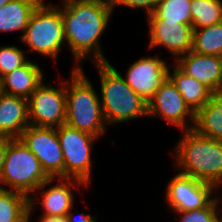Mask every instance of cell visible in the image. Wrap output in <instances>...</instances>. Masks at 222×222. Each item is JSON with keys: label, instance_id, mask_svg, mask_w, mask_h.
<instances>
[{"label": "cell", "instance_id": "cell-1", "mask_svg": "<svg viewBox=\"0 0 222 222\" xmlns=\"http://www.w3.org/2000/svg\"><path fill=\"white\" fill-rule=\"evenodd\" d=\"M60 8L65 41L75 60L81 62L93 52L94 63L108 62L102 53L99 37L108 26L114 10L108 0H64ZM86 57V58H85Z\"/></svg>", "mask_w": 222, "mask_h": 222}, {"label": "cell", "instance_id": "cell-2", "mask_svg": "<svg viewBox=\"0 0 222 222\" xmlns=\"http://www.w3.org/2000/svg\"><path fill=\"white\" fill-rule=\"evenodd\" d=\"M184 134L175 148L180 174L214 185L222 184V141L198 134L194 129Z\"/></svg>", "mask_w": 222, "mask_h": 222}, {"label": "cell", "instance_id": "cell-3", "mask_svg": "<svg viewBox=\"0 0 222 222\" xmlns=\"http://www.w3.org/2000/svg\"><path fill=\"white\" fill-rule=\"evenodd\" d=\"M95 65L100 75V103L107 125L148 116V102L126 83L109 61Z\"/></svg>", "mask_w": 222, "mask_h": 222}, {"label": "cell", "instance_id": "cell-4", "mask_svg": "<svg viewBox=\"0 0 222 222\" xmlns=\"http://www.w3.org/2000/svg\"><path fill=\"white\" fill-rule=\"evenodd\" d=\"M71 81L64 82L66 89L65 123L80 131L99 137L107 125L100 98L90 80L78 65L72 70Z\"/></svg>", "mask_w": 222, "mask_h": 222}, {"label": "cell", "instance_id": "cell-5", "mask_svg": "<svg viewBox=\"0 0 222 222\" xmlns=\"http://www.w3.org/2000/svg\"><path fill=\"white\" fill-rule=\"evenodd\" d=\"M54 178H49L41 167L38 158L20 138L9 141L2 169V183L16 192L30 197V193L42 190Z\"/></svg>", "mask_w": 222, "mask_h": 222}, {"label": "cell", "instance_id": "cell-6", "mask_svg": "<svg viewBox=\"0 0 222 222\" xmlns=\"http://www.w3.org/2000/svg\"><path fill=\"white\" fill-rule=\"evenodd\" d=\"M20 40L43 56L56 59L65 42L60 8L40 3L30 16Z\"/></svg>", "mask_w": 222, "mask_h": 222}, {"label": "cell", "instance_id": "cell-7", "mask_svg": "<svg viewBox=\"0 0 222 222\" xmlns=\"http://www.w3.org/2000/svg\"><path fill=\"white\" fill-rule=\"evenodd\" d=\"M64 157V178L81 180L86 185L91 178V149L98 138L66 123L56 127Z\"/></svg>", "mask_w": 222, "mask_h": 222}, {"label": "cell", "instance_id": "cell-8", "mask_svg": "<svg viewBox=\"0 0 222 222\" xmlns=\"http://www.w3.org/2000/svg\"><path fill=\"white\" fill-rule=\"evenodd\" d=\"M60 88L47 86L43 81L29 96V123L36 127H59L66 119V89L58 83Z\"/></svg>", "mask_w": 222, "mask_h": 222}, {"label": "cell", "instance_id": "cell-9", "mask_svg": "<svg viewBox=\"0 0 222 222\" xmlns=\"http://www.w3.org/2000/svg\"><path fill=\"white\" fill-rule=\"evenodd\" d=\"M20 139L38 158L49 178H64V157L56 128L29 125Z\"/></svg>", "mask_w": 222, "mask_h": 222}, {"label": "cell", "instance_id": "cell-10", "mask_svg": "<svg viewBox=\"0 0 222 222\" xmlns=\"http://www.w3.org/2000/svg\"><path fill=\"white\" fill-rule=\"evenodd\" d=\"M149 116L164 118L168 123L182 130L193 129L192 124L195 122V113L185 103L181 93L168 76L148 101ZM188 116L193 122L191 125L186 121Z\"/></svg>", "mask_w": 222, "mask_h": 222}, {"label": "cell", "instance_id": "cell-11", "mask_svg": "<svg viewBox=\"0 0 222 222\" xmlns=\"http://www.w3.org/2000/svg\"><path fill=\"white\" fill-rule=\"evenodd\" d=\"M216 187L183 174H176L167 186V203L175 212L206 207L213 199Z\"/></svg>", "mask_w": 222, "mask_h": 222}, {"label": "cell", "instance_id": "cell-12", "mask_svg": "<svg viewBox=\"0 0 222 222\" xmlns=\"http://www.w3.org/2000/svg\"><path fill=\"white\" fill-rule=\"evenodd\" d=\"M168 68L159 57H143L130 65L125 81L148 102L168 76Z\"/></svg>", "mask_w": 222, "mask_h": 222}, {"label": "cell", "instance_id": "cell-13", "mask_svg": "<svg viewBox=\"0 0 222 222\" xmlns=\"http://www.w3.org/2000/svg\"><path fill=\"white\" fill-rule=\"evenodd\" d=\"M150 47L164 46L176 59L192 50V25L177 24L165 19H148Z\"/></svg>", "mask_w": 222, "mask_h": 222}, {"label": "cell", "instance_id": "cell-14", "mask_svg": "<svg viewBox=\"0 0 222 222\" xmlns=\"http://www.w3.org/2000/svg\"><path fill=\"white\" fill-rule=\"evenodd\" d=\"M176 66L213 93L222 92V57L189 51L177 58Z\"/></svg>", "mask_w": 222, "mask_h": 222}, {"label": "cell", "instance_id": "cell-15", "mask_svg": "<svg viewBox=\"0 0 222 222\" xmlns=\"http://www.w3.org/2000/svg\"><path fill=\"white\" fill-rule=\"evenodd\" d=\"M29 125L28 100L2 92L0 94V137L20 138Z\"/></svg>", "mask_w": 222, "mask_h": 222}, {"label": "cell", "instance_id": "cell-16", "mask_svg": "<svg viewBox=\"0 0 222 222\" xmlns=\"http://www.w3.org/2000/svg\"><path fill=\"white\" fill-rule=\"evenodd\" d=\"M0 80L3 93L28 99L43 81V73L37 64L29 60Z\"/></svg>", "mask_w": 222, "mask_h": 222}, {"label": "cell", "instance_id": "cell-17", "mask_svg": "<svg viewBox=\"0 0 222 222\" xmlns=\"http://www.w3.org/2000/svg\"><path fill=\"white\" fill-rule=\"evenodd\" d=\"M60 182L49 189H43L41 207L44 209L43 215L67 216L73 208L74 196L71 186L75 184L86 185L84 182L74 178H59Z\"/></svg>", "mask_w": 222, "mask_h": 222}, {"label": "cell", "instance_id": "cell-18", "mask_svg": "<svg viewBox=\"0 0 222 222\" xmlns=\"http://www.w3.org/2000/svg\"><path fill=\"white\" fill-rule=\"evenodd\" d=\"M193 125L198 134L222 141V92L213 93L210 100L195 113Z\"/></svg>", "mask_w": 222, "mask_h": 222}, {"label": "cell", "instance_id": "cell-19", "mask_svg": "<svg viewBox=\"0 0 222 222\" xmlns=\"http://www.w3.org/2000/svg\"><path fill=\"white\" fill-rule=\"evenodd\" d=\"M174 66L172 75L168 68V77L181 93L185 103L196 113L210 100L213 92L201 82L186 75L176 65Z\"/></svg>", "mask_w": 222, "mask_h": 222}, {"label": "cell", "instance_id": "cell-20", "mask_svg": "<svg viewBox=\"0 0 222 222\" xmlns=\"http://www.w3.org/2000/svg\"><path fill=\"white\" fill-rule=\"evenodd\" d=\"M43 0H11L0 8V32H25L33 11Z\"/></svg>", "mask_w": 222, "mask_h": 222}, {"label": "cell", "instance_id": "cell-21", "mask_svg": "<svg viewBox=\"0 0 222 222\" xmlns=\"http://www.w3.org/2000/svg\"><path fill=\"white\" fill-rule=\"evenodd\" d=\"M35 199L20 192L0 189V222H29Z\"/></svg>", "mask_w": 222, "mask_h": 222}, {"label": "cell", "instance_id": "cell-22", "mask_svg": "<svg viewBox=\"0 0 222 222\" xmlns=\"http://www.w3.org/2000/svg\"><path fill=\"white\" fill-rule=\"evenodd\" d=\"M192 0H158L155 10L147 15V19H165L177 24L192 25Z\"/></svg>", "mask_w": 222, "mask_h": 222}, {"label": "cell", "instance_id": "cell-23", "mask_svg": "<svg viewBox=\"0 0 222 222\" xmlns=\"http://www.w3.org/2000/svg\"><path fill=\"white\" fill-rule=\"evenodd\" d=\"M191 51L222 57V22L200 30L193 29Z\"/></svg>", "mask_w": 222, "mask_h": 222}, {"label": "cell", "instance_id": "cell-24", "mask_svg": "<svg viewBox=\"0 0 222 222\" xmlns=\"http://www.w3.org/2000/svg\"><path fill=\"white\" fill-rule=\"evenodd\" d=\"M192 28L198 29L222 22L221 0H192Z\"/></svg>", "mask_w": 222, "mask_h": 222}, {"label": "cell", "instance_id": "cell-25", "mask_svg": "<svg viewBox=\"0 0 222 222\" xmlns=\"http://www.w3.org/2000/svg\"><path fill=\"white\" fill-rule=\"evenodd\" d=\"M27 61L24 51L16 46L0 47V78L23 66Z\"/></svg>", "mask_w": 222, "mask_h": 222}, {"label": "cell", "instance_id": "cell-26", "mask_svg": "<svg viewBox=\"0 0 222 222\" xmlns=\"http://www.w3.org/2000/svg\"><path fill=\"white\" fill-rule=\"evenodd\" d=\"M217 199H213L206 207L191 210V211H178L182 215L179 222H222L217 215Z\"/></svg>", "mask_w": 222, "mask_h": 222}, {"label": "cell", "instance_id": "cell-27", "mask_svg": "<svg viewBox=\"0 0 222 222\" xmlns=\"http://www.w3.org/2000/svg\"><path fill=\"white\" fill-rule=\"evenodd\" d=\"M112 8L116 5H124L129 8H146V14H150L155 10L158 0H110Z\"/></svg>", "mask_w": 222, "mask_h": 222}, {"label": "cell", "instance_id": "cell-28", "mask_svg": "<svg viewBox=\"0 0 222 222\" xmlns=\"http://www.w3.org/2000/svg\"><path fill=\"white\" fill-rule=\"evenodd\" d=\"M12 138H7V137H0V183L2 184V169H3V164L5 161V156L6 152L8 149V144L9 141ZM0 189H3V187L0 186Z\"/></svg>", "mask_w": 222, "mask_h": 222}, {"label": "cell", "instance_id": "cell-29", "mask_svg": "<svg viewBox=\"0 0 222 222\" xmlns=\"http://www.w3.org/2000/svg\"><path fill=\"white\" fill-rule=\"evenodd\" d=\"M68 222H96L95 217L91 215L81 214L80 216L73 217L72 213L69 211L67 214Z\"/></svg>", "mask_w": 222, "mask_h": 222}, {"label": "cell", "instance_id": "cell-30", "mask_svg": "<svg viewBox=\"0 0 222 222\" xmlns=\"http://www.w3.org/2000/svg\"><path fill=\"white\" fill-rule=\"evenodd\" d=\"M40 222H68V218H67V216L42 215Z\"/></svg>", "mask_w": 222, "mask_h": 222}, {"label": "cell", "instance_id": "cell-31", "mask_svg": "<svg viewBox=\"0 0 222 222\" xmlns=\"http://www.w3.org/2000/svg\"><path fill=\"white\" fill-rule=\"evenodd\" d=\"M11 0H0V8L4 5H6Z\"/></svg>", "mask_w": 222, "mask_h": 222}, {"label": "cell", "instance_id": "cell-32", "mask_svg": "<svg viewBox=\"0 0 222 222\" xmlns=\"http://www.w3.org/2000/svg\"><path fill=\"white\" fill-rule=\"evenodd\" d=\"M2 93V88H1V80H0V94Z\"/></svg>", "mask_w": 222, "mask_h": 222}]
</instances>
